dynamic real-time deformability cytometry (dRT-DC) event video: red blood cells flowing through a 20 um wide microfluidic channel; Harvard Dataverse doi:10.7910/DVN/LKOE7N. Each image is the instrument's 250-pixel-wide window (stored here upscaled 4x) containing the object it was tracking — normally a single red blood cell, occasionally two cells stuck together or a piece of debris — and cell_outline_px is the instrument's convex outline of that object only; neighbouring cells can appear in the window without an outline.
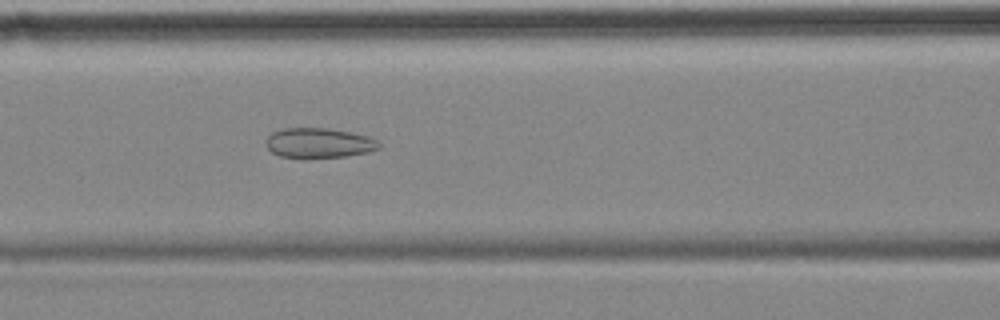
{"species": "common noctule bat (a hibernating species)", "species_latin": "Nyctalus noctula", "temperature_condition": "cold", "stored_images_in_passage": 49, "camera_frame_rate_fps": 3000, "um_per_image_px": 0.085, "animal": {"sex": "female", "body_mass_g": 18.4}, "frame": {"image": 1, "passage_image": 16, "time_ms": 5.0, "image_size_px": [1000, 320], "cell_outline_px": [[380, 148], [368, 152], [344, 156], [304, 160], [280, 156], [272, 152], [264, 144], [264, 140], [272, 132], [284, 128], [328, 128], [368, 136], [376, 140], [380, 144]], "centroid_in_image_um": [27.04, 12.18], "position_along_channel_um": 139.6, "area_um2": 20.17}}
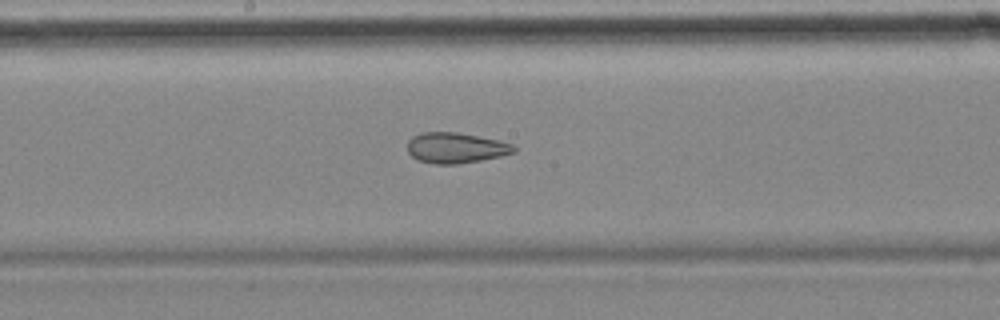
{"frame": {"image": 2, "passage_image": 22, "time_ms": 7.0, "image_size_px": [1000, 320], "cell_outline_px": [[516, 152], [500, 156], [480, 160], [456, 164], [436, 164], [416, 160], [408, 152], [408, 140], [412, 136], [420, 132], [456, 132], [500, 140], [512, 144], [516, 148]], "centroid_in_image_um": [38.72, 12.56], "position_along_channel_um": 209.5, "area_um2": 19.02}}
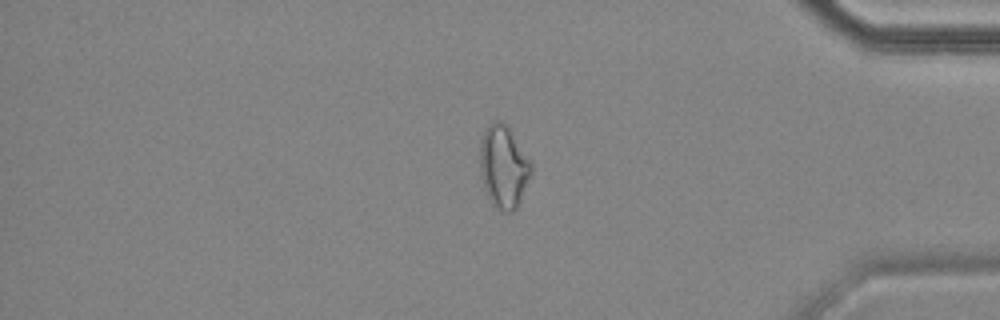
{"frame": {"image": 3, "passage_image": 40, "time_ms": 13.0, "image_size_px": [1000, 320], "cell_outline_px": [[532, 172], [520, 200], [516, 208], [512, 212], [508, 212], [492, 208], [488, 200], [480, 176], [480, 144], [484, 132], [488, 124], [496, 120], [500, 120], [508, 124], [532, 160]], "centroid_in_image_um": [42.81, 14.16], "position_along_channel_um": 392.4, "area_um2": 25.37}, "authors_computed_cell_mechanics": {"area_um2": 22.4264, "velocity_mm_per_s": 3.5109, "shape_relaxation_time_tau1_ms": null, "shape_relaxation_time_tau2_ms": 2.7171, "deformation_change_tau1": null, "deformation_change_tau2": 0.1001}}